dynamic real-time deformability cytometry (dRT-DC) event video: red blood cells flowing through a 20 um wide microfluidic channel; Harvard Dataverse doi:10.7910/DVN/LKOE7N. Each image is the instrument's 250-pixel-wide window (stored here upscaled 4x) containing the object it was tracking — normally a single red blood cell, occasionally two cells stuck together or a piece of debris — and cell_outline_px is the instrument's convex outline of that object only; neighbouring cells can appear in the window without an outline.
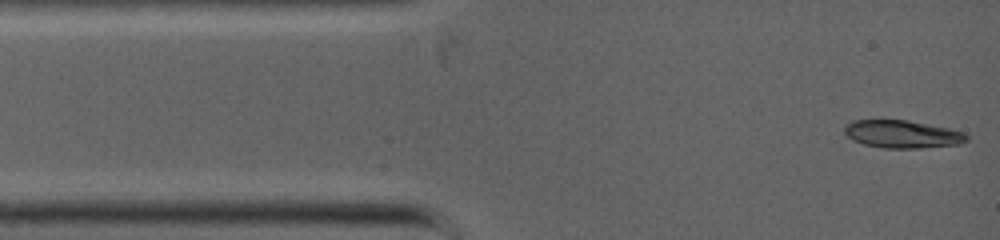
{"species": "common noctule bat (a hibernating species)", "species_latin": "Nyctalus noctula", "temperature_condition": "warm", "stored_images_in_passage": 3, "camera_frame_rate_fps": 5000, "um_per_image_px": 0.085, "animal": {"sex": "female", "body_mass_g": 19.0, "forearm_length_mm": 53.3}, "frame": {"image": 1, "passage_image": 3, "time_ms": 0.8, "image_size_px": [1000, 240], "cell_outline_px": [[968, 140], [956, 144], [920, 148], [884, 148], [864, 144], [852, 140], [844, 132], [844, 128], [852, 120], [908, 120], [948, 128], [964, 132], [968, 136]], "centroid_in_image_um": [76.68, 11.4], "position_along_channel_um": 8.3, "area_um2": 19.59}}